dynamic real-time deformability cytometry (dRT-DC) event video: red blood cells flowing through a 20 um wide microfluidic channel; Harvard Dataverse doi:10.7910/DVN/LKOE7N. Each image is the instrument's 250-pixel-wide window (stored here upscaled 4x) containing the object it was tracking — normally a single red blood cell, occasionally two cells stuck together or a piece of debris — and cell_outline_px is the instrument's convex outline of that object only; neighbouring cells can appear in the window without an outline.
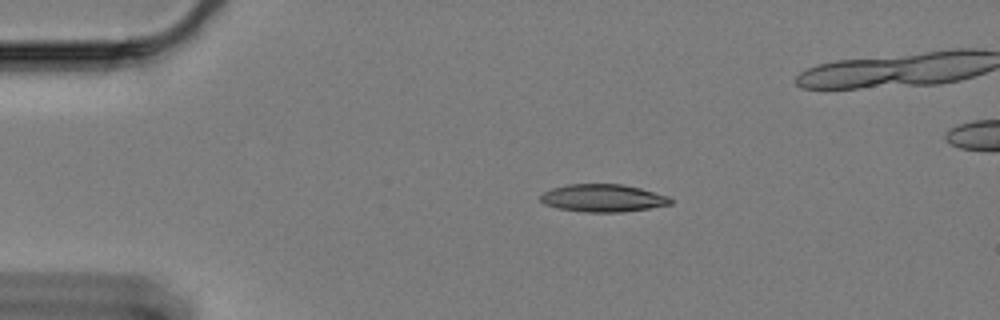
{"species": "Egyptian fruit bat (a non-hibernating species)", "species_latin": "Rousettus aegyptiacus", "temperature_condition": "cold", "stored_images_in_passage": 45, "camera_frame_rate_fps": 3000, "um_per_image_px": 0.085, "animal": {"sex": "female"}, "frame": {"image": 1, "passage_image": 5, "time_ms": 1.333, "image_size_px": [1000, 320], "cell_outline_px": [[672, 204], [648, 208], [620, 212], [584, 212], [556, 208], [544, 204], [540, 200], [540, 196], [544, 192], [552, 188], [568, 184], [624, 184], [640, 188], [668, 196], [672, 200]], "centroid_in_image_um": [51.22, 16.83], "position_along_channel_um": 33.8, "area_um2": 20.92}}
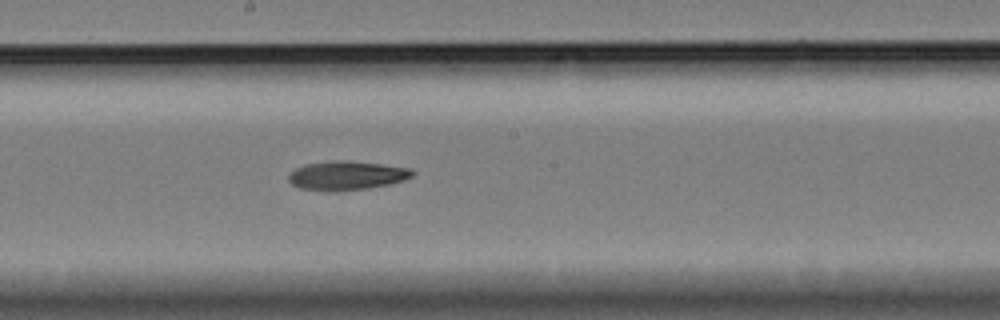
{"frame": {"image": 2, "passage_image": 26, "time_ms": 8.333, "image_size_px": [1000, 320], "cell_outline_px": [[416, 172], [412, 176], [404, 180], [388, 184], [368, 188], [336, 192], [324, 192], [300, 188], [292, 184], [288, 180], [288, 176], [296, 168], [304, 164], [336, 160], [380, 164], [408, 168]], "centroid_in_image_um": [29.43, 14.94], "position_along_channel_um": 218.8, "area_um2": 20.87}}
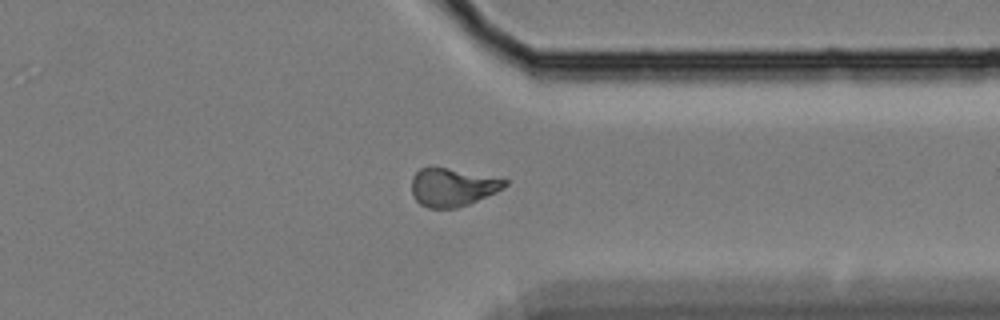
{"frame": {"image": 3, "passage_image": 40, "time_ms": 13.0, "image_size_px": [1000, 320], "cell_outline_px": [[508, 184], [504, 188], [496, 192], [468, 204], [456, 208], [428, 208], [420, 204], [412, 196], [412, 176], [420, 168], [448, 168], [508, 180]], "centroid_in_image_um": [38.44, 15.92], "position_along_channel_um": 373.0, "area_um2": 20.46}, "authors_computed_cell_mechanics": {"area_um2": 20.8658, "velocity_mm_per_s": 3.3363, "shape_relaxation_time_tau1_ms": 10.6749, "shape_relaxation_time_tau2_ms": null, "deformation_change_tau1": 0.2042, "deformation_change_tau2": null}}